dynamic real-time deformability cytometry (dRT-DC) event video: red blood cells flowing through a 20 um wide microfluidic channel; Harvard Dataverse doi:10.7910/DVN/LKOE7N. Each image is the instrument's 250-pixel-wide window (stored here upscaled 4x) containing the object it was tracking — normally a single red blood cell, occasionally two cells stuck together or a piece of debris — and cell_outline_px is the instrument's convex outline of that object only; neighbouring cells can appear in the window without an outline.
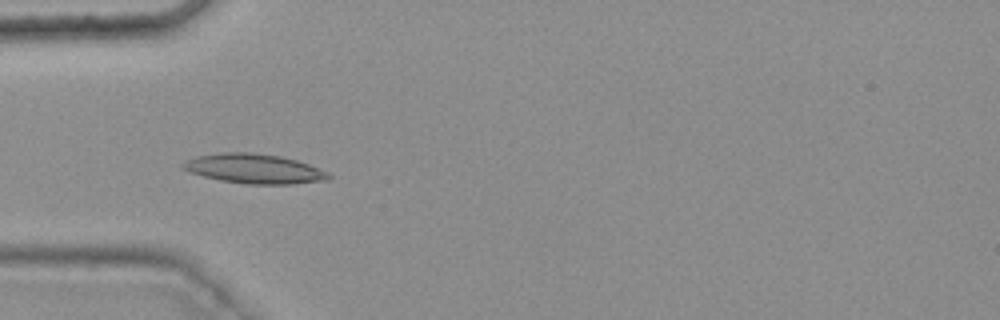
{"species": "common noctule bat (a hibernating species)", "species_latin": "Nyctalus noctula", "temperature_condition": "warm", "stored_images_in_passage": 46, "camera_frame_rate_fps": 3000, "um_per_image_px": 0.085, "animal": {"sex": "female", "body_mass_g": 25.1}, "frame": {"image": 1, "passage_image": 17, "time_ms": 5.333, "image_size_px": [1000, 320], "cell_outline_px": [[332, 176], [328, 180], [292, 184], [244, 184], [220, 180], [188, 172], [180, 168], [180, 164], [184, 160], [196, 156], [224, 152], [252, 152], [280, 156], [296, 160], [308, 164], [328, 172]], "centroid_in_image_um": [21.56, 14.34], "position_along_channel_um": 63.4, "area_um2": 25.32}}
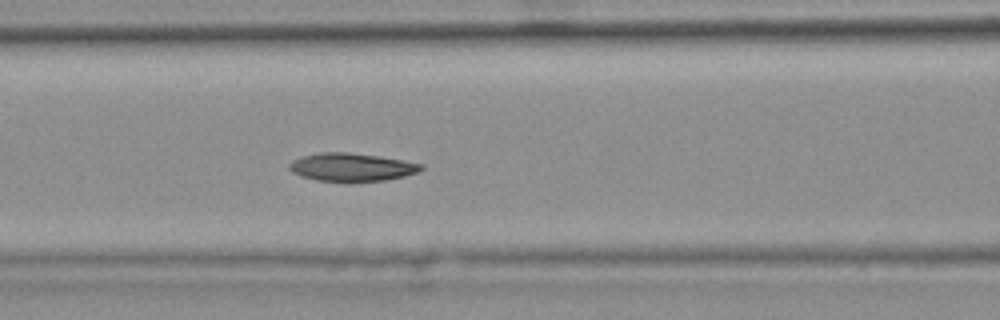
{"frame": {"image": 2, "passage_image": 23, "time_ms": 7.333, "image_size_px": [1000, 320], "cell_outline_px": [[424, 168], [416, 172], [404, 176], [384, 180], [316, 180], [300, 176], [292, 172], [288, 168], [288, 164], [292, 160], [304, 156], [320, 152], [348, 152], [380, 156], [404, 160], [424, 164]], "centroid_in_image_um": [29.88, 14.18], "position_along_channel_um": 136.7, "area_um2": 21.27}}
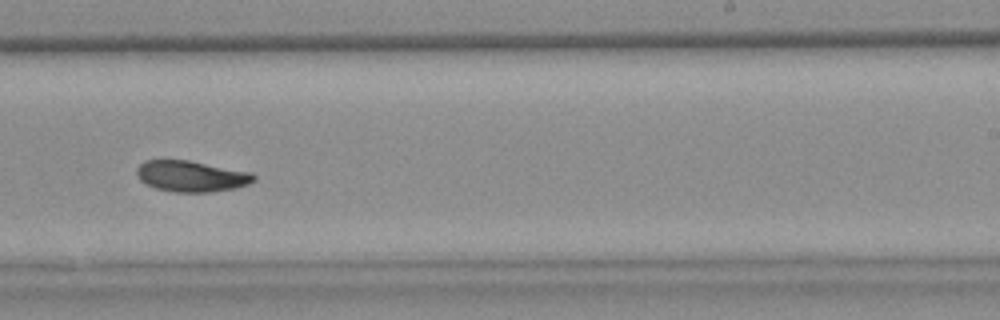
{"frame": {"image": 3, "passage_image": 34, "time_ms": 11.0, "image_size_px": [1000, 320], "cell_outline_px": [[256, 180], [248, 184], [236, 188], [208, 192], [172, 192], [156, 188], [144, 184], [140, 180], [136, 172], [136, 168], [144, 160], [188, 160], [252, 172], [256, 176]], "centroid_in_image_um": [16.26, 14.98], "position_along_channel_um": 272.7, "area_um2": 21.33}, "authors_computed_cell_mechanics": {"area_um2": 22.0218, "velocity_mm_per_s": 3.7211, "shape_relaxation_time_tau1_ms": 9.3272, "shape_relaxation_time_tau2_ms": 5.5572, "deformation_change_tau1": 0.187, "deformation_change_tau2": 0.0852}}